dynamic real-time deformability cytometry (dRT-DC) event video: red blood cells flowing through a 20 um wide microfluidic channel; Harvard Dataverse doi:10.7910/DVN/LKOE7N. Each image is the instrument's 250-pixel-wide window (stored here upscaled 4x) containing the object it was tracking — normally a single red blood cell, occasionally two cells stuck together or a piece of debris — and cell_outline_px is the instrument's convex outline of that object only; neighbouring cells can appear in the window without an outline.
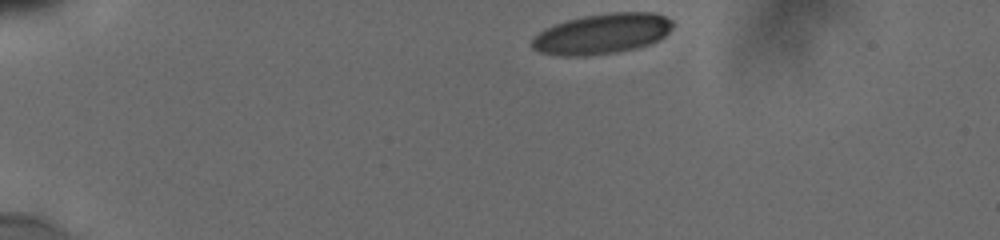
{"species": "human", "species_latin": "Homo sapiens", "temperature_condition": "cold", "stored_images_in_passage": 11, "camera_frame_rate_fps": 3000, "um_per_image_px": 0.085, "donor": {"sex": "male"}, "frame": {"image": 1, "passage_image": 1, "time_ms": 0.0, "image_size_px": [1000, 240], "cell_outline_px": [[672, 28], [660, 40], [636, 48], [620, 52], [588, 56], [560, 56], [540, 52], [532, 48], [532, 40], [544, 28], [568, 20], [584, 16], [612, 12], [652, 12], [664, 16], [672, 20]], "centroid_in_image_um": [51.19, 2.88], "position_along_channel_um": 33.8, "area_um2": 33.12}}